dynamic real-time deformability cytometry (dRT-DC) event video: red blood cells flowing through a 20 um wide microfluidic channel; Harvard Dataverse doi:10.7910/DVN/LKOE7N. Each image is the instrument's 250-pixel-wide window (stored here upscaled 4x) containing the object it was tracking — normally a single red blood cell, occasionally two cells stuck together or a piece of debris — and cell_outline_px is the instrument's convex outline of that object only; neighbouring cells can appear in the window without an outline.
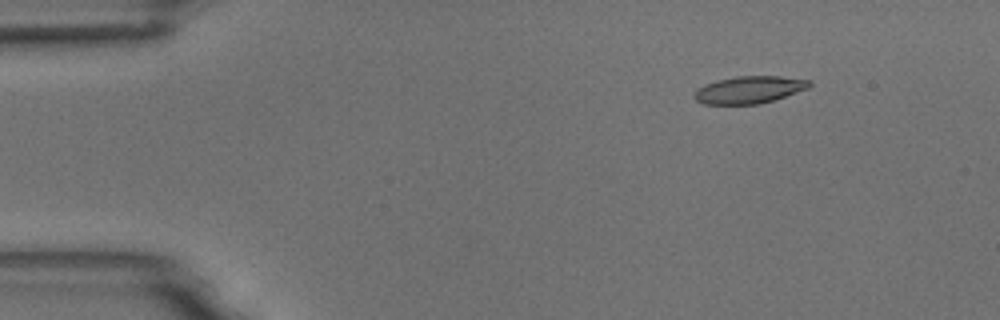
{"species": "common noctule bat (a hibernating species)", "species_latin": "Nyctalus noctula", "temperature_condition": "room temperature", "stored_images_in_passage": 6, "camera_frame_rate_fps": 3000, "um_per_image_px": 0.085, "animal": {"sex": "male", "body_mass_g": 18.8}, "frame": {"image": 1, "passage_image": 2, "time_ms": 1.333, "image_size_px": [1000, 320], "cell_outline_px": [[812, 84], [808, 88], [760, 104], [704, 104], [696, 100], [692, 96], [696, 88], [704, 84], [716, 80], [736, 76], [780, 76], [812, 80]], "centroid_in_image_um": [63.64, 7.62], "position_along_channel_um": 21.4, "area_um2": 18.38}}
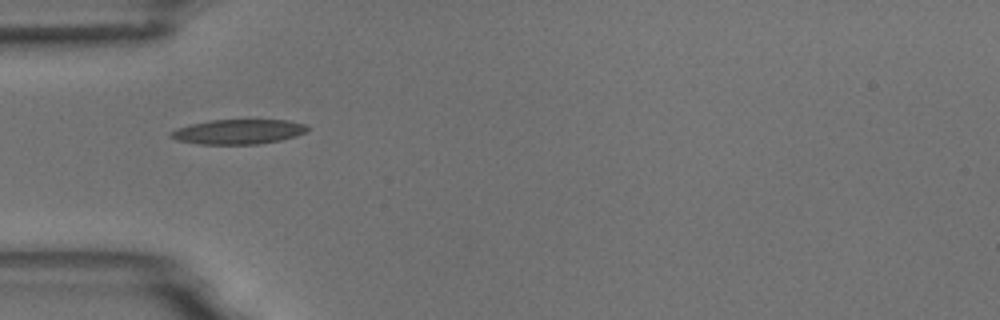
{"frame": {"image": 2, "passage_image": 5, "time_ms": 4.667, "image_size_px": [1000, 320], "cell_outline_px": [[308, 128], [304, 132], [296, 136], [280, 140], [260, 144], [200, 144], [176, 140], [168, 136], [168, 132], [176, 128], [208, 120], [288, 120], [304, 124]], "centroid_in_image_um": [20.2, 11.2], "position_along_channel_um": 64.8, "area_um2": 19.71}}